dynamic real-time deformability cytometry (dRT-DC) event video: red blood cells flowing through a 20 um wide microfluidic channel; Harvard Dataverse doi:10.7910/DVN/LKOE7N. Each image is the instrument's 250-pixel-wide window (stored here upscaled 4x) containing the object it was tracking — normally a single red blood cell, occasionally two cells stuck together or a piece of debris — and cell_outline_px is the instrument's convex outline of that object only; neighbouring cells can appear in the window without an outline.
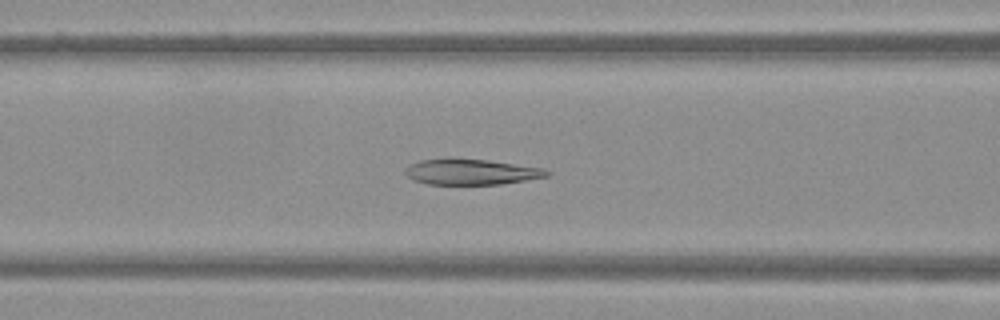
{"species": "Egyptian fruit bat (a non-hibernating species)", "species_latin": "Rousettus aegyptiacus", "temperature_condition": "warm", "stored_images_in_passage": 50, "camera_frame_rate_fps": 3000, "um_per_image_px": 0.085, "frame": {"image": 1, "passage_image": 21, "time_ms": 6.667, "image_size_px": [1000, 320], "cell_outline_px": [[552, 172], [548, 176], [500, 184], [428, 184], [412, 180], [404, 172], [404, 168], [408, 164], [420, 160], [488, 160], [544, 168]], "centroid_in_image_um": [40.05, 14.63], "position_along_channel_um": 126.6, "area_um2": 20.75}}
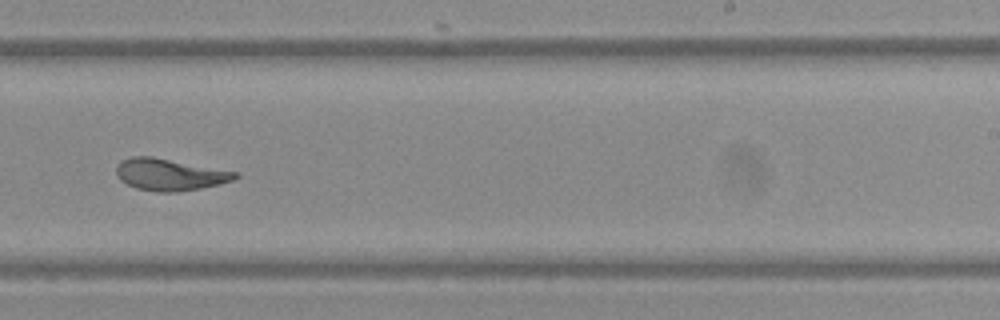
{"frame": {"image": 2, "passage_image": 32, "time_ms": 10.333, "image_size_px": [1000, 320], "cell_outline_px": [[240, 176], [236, 180], [220, 184], [200, 188], [176, 192], [156, 192], [136, 188], [120, 180], [116, 176], [116, 168], [120, 160], [132, 156], [152, 156], [240, 172]], "centroid_in_image_um": [14.46, 14.83], "position_along_channel_um": 274.5, "area_um2": 22.37}}
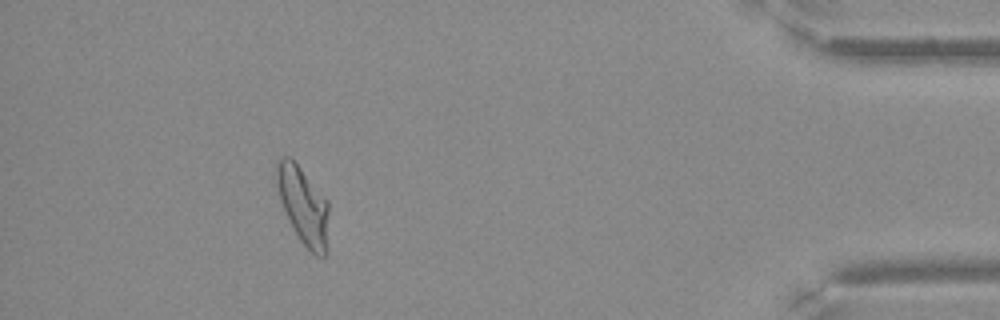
{"frame": {"image": 3, "passage_image": 46, "time_ms": 15.0, "image_size_px": [1000, 320], "cell_outline_px": [[328, 252], [324, 256], [316, 256], [300, 240], [280, 200], [276, 184], [276, 160], [280, 156], [292, 156], [328, 200]], "centroid_in_image_um": [25.79, 17.41], "position_along_channel_um": 409.4, "area_um2": 23.76}}